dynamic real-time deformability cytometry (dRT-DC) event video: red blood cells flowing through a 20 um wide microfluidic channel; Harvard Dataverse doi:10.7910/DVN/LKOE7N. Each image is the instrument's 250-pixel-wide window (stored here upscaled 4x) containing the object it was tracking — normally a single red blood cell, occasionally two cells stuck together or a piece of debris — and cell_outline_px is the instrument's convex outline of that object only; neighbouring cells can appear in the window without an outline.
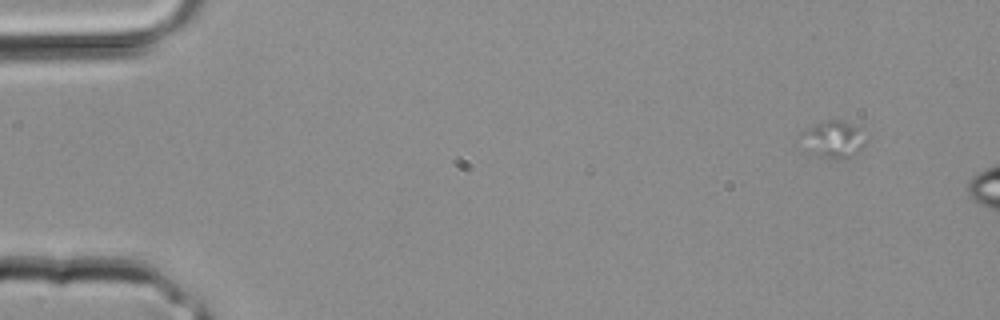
{"species": "common noctule bat (a hibernating species)", "species_latin": "Nyctalus noctula", "temperature_condition": "room temperature", "stored_images_in_passage": 3, "camera_frame_rate_fps": 3000, "um_per_image_px": 0.085, "animal": {"sex": "male", "body_mass_g": 20.4}, "frame": {"image": 1, "passage_image": 3, "time_ms": 0.667, "image_size_px": [1000, 320], "cell_outline_px": [[864, 144], [848, 160], [836, 160], [824, 156], [800, 132], [824, 120], [840, 120], [856, 128]], "centroid_in_image_um": [70.93, 11.82], "position_along_channel_um": 14.1, "area_um2": 12.2}}